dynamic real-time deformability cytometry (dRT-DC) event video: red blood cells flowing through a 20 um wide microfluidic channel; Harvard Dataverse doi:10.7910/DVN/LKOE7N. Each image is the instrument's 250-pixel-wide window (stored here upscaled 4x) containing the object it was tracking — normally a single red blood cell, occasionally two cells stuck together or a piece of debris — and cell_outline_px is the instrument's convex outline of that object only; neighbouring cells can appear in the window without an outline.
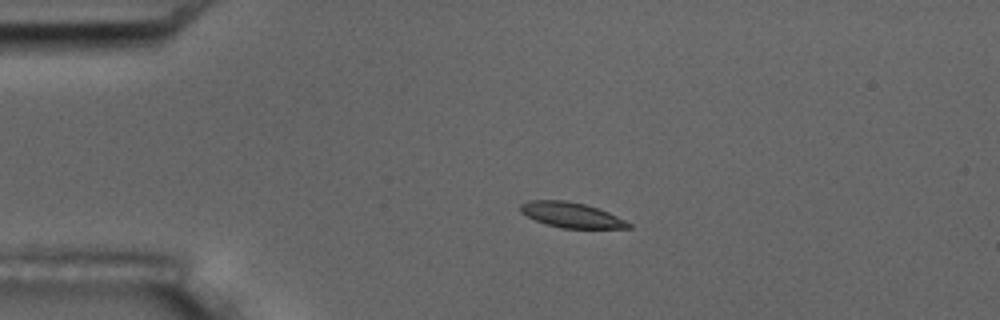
{"species": "common noctule bat (a hibernating species)", "species_latin": "Nyctalus noctula", "temperature_condition": "room temperature", "stored_images_in_passage": 4, "camera_frame_rate_fps": 3000, "um_per_image_px": 0.085, "animal": {"sex": "male", "body_mass_g": 17.5, "forearm_length_mm": 52.3}, "frame": {"image": 1, "passage_image": 3, "time_ms": 2.333, "image_size_px": [1000, 320], "cell_outline_px": [[632, 228], [560, 228], [536, 220], [520, 212], [520, 204], [528, 200], [564, 200], [584, 204], [608, 212], [632, 224]], "centroid_in_image_um": [48.55, 18.27], "position_along_channel_um": 36.5, "area_um2": 15.66}}